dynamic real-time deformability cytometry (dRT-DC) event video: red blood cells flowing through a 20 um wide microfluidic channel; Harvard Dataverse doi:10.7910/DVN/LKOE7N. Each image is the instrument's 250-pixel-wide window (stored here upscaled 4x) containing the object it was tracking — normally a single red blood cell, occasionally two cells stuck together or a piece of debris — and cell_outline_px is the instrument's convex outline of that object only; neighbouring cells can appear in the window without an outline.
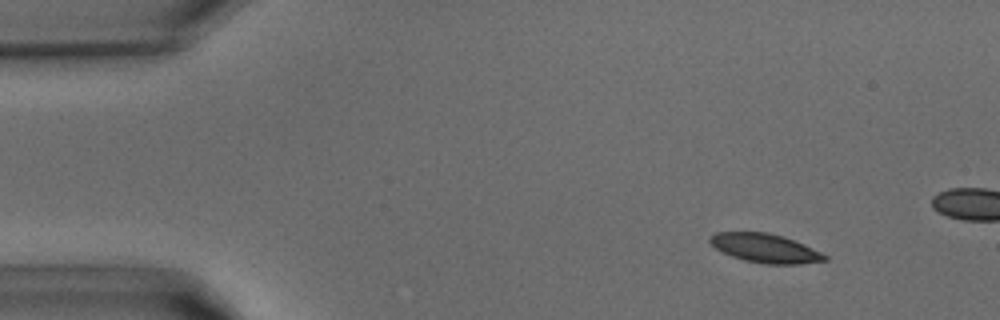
{"species": "common noctule bat (a hibernating species)", "species_latin": "Nyctalus noctula", "temperature_condition": "warm", "stored_images_in_passage": 11, "camera_frame_rate_fps": 3000, "um_per_image_px": 0.085, "animal": {"sex": "male", "body_mass_g": 15.6}, "frame": {"image": 1, "passage_image": 4, "time_ms": 1.0, "image_size_px": [1000, 320], "cell_outline_px": [[828, 260], [800, 264], [768, 264], [744, 260], [732, 256], [716, 248], [708, 240], [716, 232], [768, 232], [804, 244], [828, 256]], "centroid_in_image_um": [65.06, 21.1], "position_along_channel_um": 19.9, "area_um2": 19.02}}